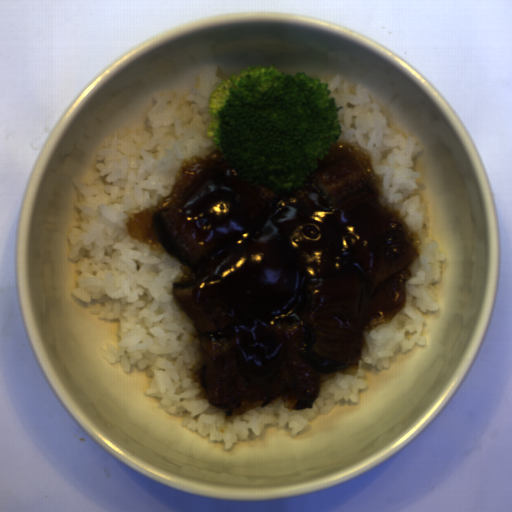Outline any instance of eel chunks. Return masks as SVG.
Here are the masks:
<instances>
[{
  "label": "eel chunks",
  "mask_w": 512,
  "mask_h": 512,
  "mask_svg": "<svg viewBox=\"0 0 512 512\" xmlns=\"http://www.w3.org/2000/svg\"><path fill=\"white\" fill-rule=\"evenodd\" d=\"M382 192L368 154L341 141L290 194L225 157L152 213L199 331L207 403L240 414L289 392L295 411L316 400L320 375H356L364 337L404 308L419 256Z\"/></svg>",
  "instance_id": "obj_1"
}]
</instances>
